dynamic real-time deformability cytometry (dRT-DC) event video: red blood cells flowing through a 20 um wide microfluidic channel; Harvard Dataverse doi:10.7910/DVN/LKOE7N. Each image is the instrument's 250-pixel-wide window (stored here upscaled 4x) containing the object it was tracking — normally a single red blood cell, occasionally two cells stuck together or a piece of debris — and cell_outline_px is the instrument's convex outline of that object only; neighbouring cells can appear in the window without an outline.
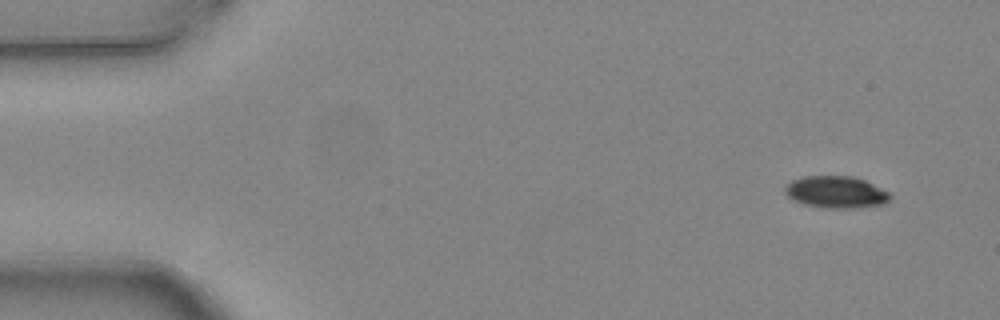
{"species": "common noctule bat (a hibernating species)", "species_latin": "Nyctalus noctula", "temperature_condition": "warm", "stored_images_in_passage": 4, "camera_frame_rate_fps": 3000, "um_per_image_px": 0.085, "animal": {"sex": "female", "body_mass_g": 24.6, "forearm_length_mm": 56.2}, "frame": {"image": 1, "passage_image": 1, "time_ms": 0.0, "image_size_px": [1000, 320], "cell_outline_px": [[892, 196], [884, 204], [852, 208], [828, 208], [804, 204], [788, 196], [784, 192], [784, 188], [792, 180], [804, 176], [852, 176], [864, 180], [888, 192]], "centroid_in_image_um": [71.05, 16.32], "position_along_channel_um": 13.9, "area_um2": 19.31}}
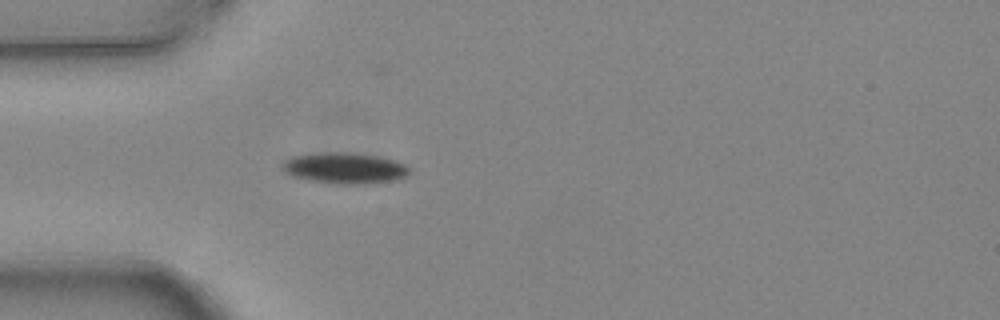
{"frame": {"image": 2, "passage_image": 4, "time_ms": 1.0, "image_size_px": [1000, 320], "cell_outline_px": [[412, 172], [408, 176], [396, 180], [348, 184], [344, 184], [308, 180], [292, 176], [284, 172], [280, 164], [284, 160], [292, 156], [324, 152], [348, 152], [380, 156], [396, 160], [404, 164]], "centroid_in_image_um": [29.29, 14.27], "position_along_channel_um": 55.7, "area_um2": 23.0}}